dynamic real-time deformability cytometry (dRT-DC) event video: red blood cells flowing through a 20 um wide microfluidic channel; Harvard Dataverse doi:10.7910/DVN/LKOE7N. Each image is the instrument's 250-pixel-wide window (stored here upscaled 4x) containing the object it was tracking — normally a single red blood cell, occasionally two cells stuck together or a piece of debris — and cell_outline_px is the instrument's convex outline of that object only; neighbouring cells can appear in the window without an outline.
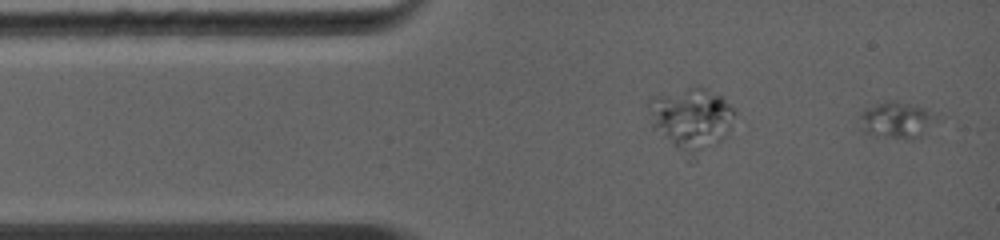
{"species": "common noctule bat (a hibernating species)", "species_latin": "Nyctalus noctula", "temperature_condition": "warm", "stored_images_in_passage": 26, "camera_frame_rate_fps": 5000, "um_per_image_px": 0.085, "animal": {"sex": "female", "body_mass_g": 19.0, "forearm_length_mm": 56.7}, "frame": {"image": 1, "passage_image": 1, "time_ms": 0.0, "image_size_px": [1000, 240], "cell_outline_px": [[948, 120], [920, 136], [912, 140], [908, 140], [864, 132], [860, 116], [860, 112], [864, 108], [876, 100], [896, 100], [916, 104], [948, 116]], "centroid_in_image_um": [76.46, 10.14], "position_along_channel_um": 8.5, "area_um2": 17.92}}
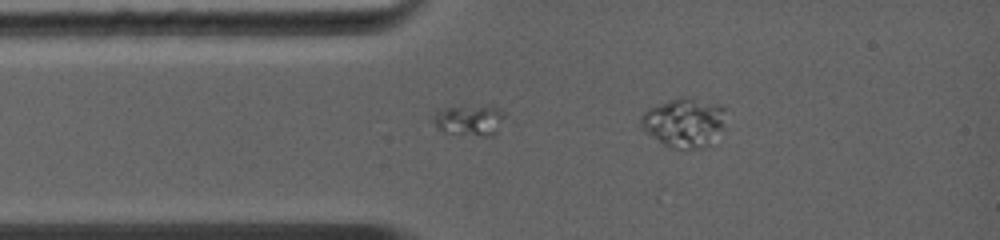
{"frame": {"image": 2, "passage_image": 5, "time_ms": 2.2, "image_size_px": [1000, 240], "cell_outline_px": [[504, 124], [496, 136], [480, 136], [444, 132], [428, 120], [436, 108], [488, 104], [504, 112]], "centroid_in_image_um": [39.88, 10.2], "position_along_channel_um": 45.1, "area_um2": 13.76}}